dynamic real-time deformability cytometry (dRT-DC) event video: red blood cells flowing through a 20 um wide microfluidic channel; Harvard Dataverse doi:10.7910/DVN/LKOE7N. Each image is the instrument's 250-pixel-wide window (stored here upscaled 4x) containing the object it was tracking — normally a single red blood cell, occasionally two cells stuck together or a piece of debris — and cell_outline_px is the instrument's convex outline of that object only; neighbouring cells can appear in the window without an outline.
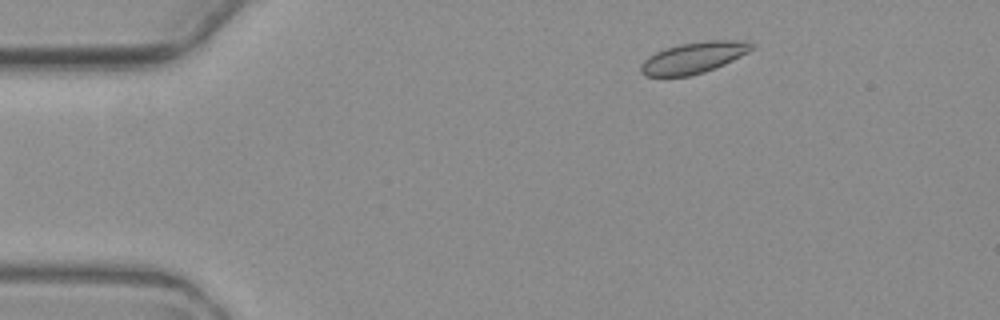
{"species": "common noctule bat (a hibernating species)", "species_latin": "Nyctalus noctula", "temperature_condition": "warm", "stored_images_in_passage": 4, "camera_frame_rate_fps": 3000, "um_per_image_px": 0.085, "animal": {"sex": "female", "body_mass_g": 19.3, "forearm_length_mm": 54.1}, "frame": {"image": 1, "passage_image": 4, "time_ms": 4.667, "image_size_px": [1000, 320], "cell_outline_px": [[756, 48], [716, 68], [704, 72], [688, 76], [644, 76], [640, 72], [640, 64], [648, 56], [664, 48], [680, 44], [708, 40], [752, 40], [756, 44]], "centroid_in_image_um": [59.0, 4.88], "position_along_channel_um": 26.0, "area_um2": 20.46}}